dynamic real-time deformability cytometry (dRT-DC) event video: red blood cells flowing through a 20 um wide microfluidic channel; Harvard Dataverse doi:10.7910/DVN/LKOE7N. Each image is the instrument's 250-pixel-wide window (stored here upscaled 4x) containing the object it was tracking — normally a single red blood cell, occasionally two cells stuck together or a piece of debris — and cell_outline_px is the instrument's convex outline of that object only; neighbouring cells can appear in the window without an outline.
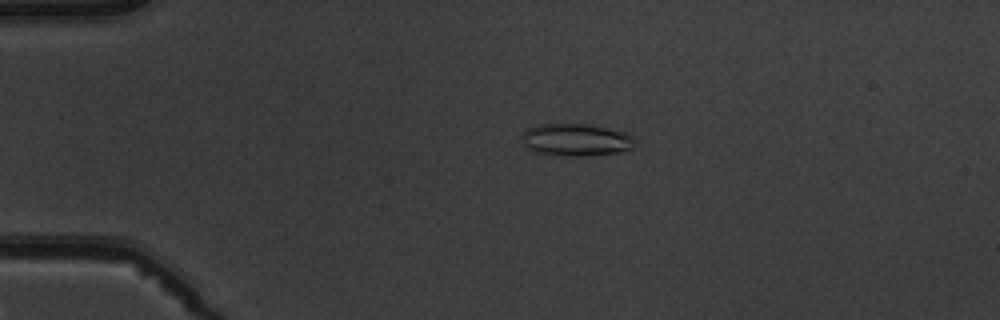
{"species": "common noctule bat (a hibernating species)", "species_latin": "Nyctalus noctula", "temperature_condition": "warm", "stored_images_in_passage": 4, "camera_frame_rate_fps": 3000, "um_per_image_px": 0.085, "animal": {"sex": "male", "body_mass_g": 19.5, "forearm_length_mm": 54.6}, "frame": {"image": 1, "passage_image": 3, "time_ms": 2.333, "image_size_px": [1000, 320], "cell_outline_px": [[636, 140], [632, 148], [624, 152], [592, 156], [564, 156], [536, 152], [528, 148], [524, 144], [520, 136], [528, 128], [540, 124], [592, 124], [624, 132], [632, 136]], "centroid_in_image_um": [49.0, 11.89], "position_along_channel_um": 36.0, "area_um2": 21.62}}